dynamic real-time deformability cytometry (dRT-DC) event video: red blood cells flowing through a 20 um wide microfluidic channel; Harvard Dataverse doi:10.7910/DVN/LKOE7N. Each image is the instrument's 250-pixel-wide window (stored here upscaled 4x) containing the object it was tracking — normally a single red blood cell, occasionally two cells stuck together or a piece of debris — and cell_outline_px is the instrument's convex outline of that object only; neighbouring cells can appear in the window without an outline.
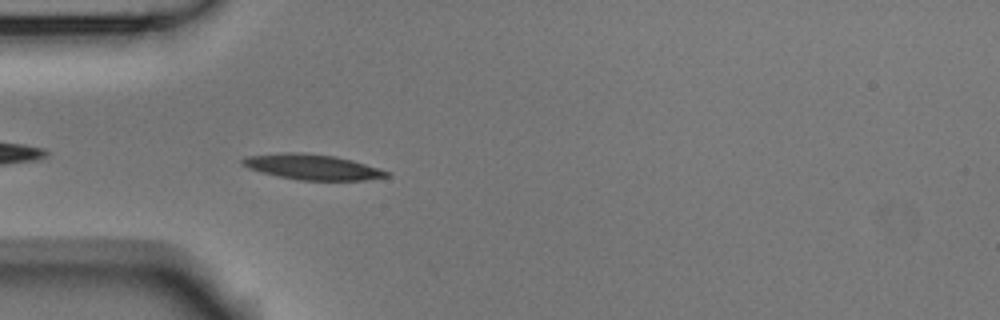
{"species": "Egyptian fruit bat (a non-hibernating species)", "species_latin": "Rousettus aegyptiacus", "temperature_condition": "room temperature", "stored_images_in_passage": 3, "camera_frame_rate_fps": 3000, "um_per_image_px": 0.085, "animal": {"sex": "male"}, "frame": {"image": 1, "passage_image": 3, "time_ms": 0.667, "image_size_px": [1000, 320], "cell_outline_px": [[392, 172], [388, 176], [364, 180], [300, 180], [260, 172], [248, 168], [240, 164], [240, 160], [248, 156], [284, 152], [300, 152], [336, 156], [352, 160], [380, 168]], "centroid_in_image_um": [26.55, 14.18], "position_along_channel_um": 58.5, "area_um2": 21.33}}